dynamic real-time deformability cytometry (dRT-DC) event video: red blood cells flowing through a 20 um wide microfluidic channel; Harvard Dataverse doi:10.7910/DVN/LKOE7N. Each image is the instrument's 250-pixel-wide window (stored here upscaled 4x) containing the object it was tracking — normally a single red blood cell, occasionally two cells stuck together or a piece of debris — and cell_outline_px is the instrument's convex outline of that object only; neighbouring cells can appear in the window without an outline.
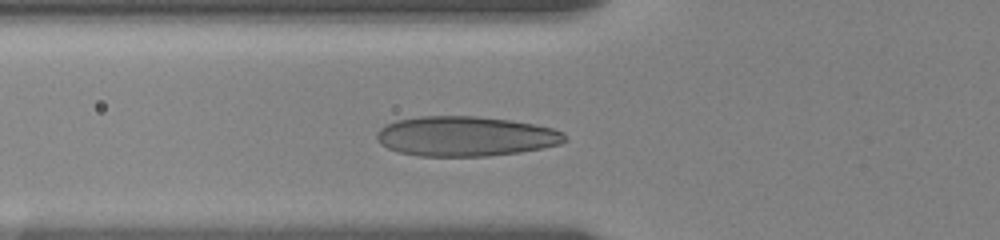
{"species": "human", "species_latin": "Homo sapiens", "temperature_condition": "room temperature", "stored_images_in_passage": 44, "camera_frame_rate_fps": 3000, "um_per_image_px": 0.085, "donor": {"sex": "female"}, "frame": {"image": 1, "passage_image": 13, "time_ms": 4.333, "image_size_px": [1000, 240], "cell_outline_px": [[568, 140], [560, 144], [520, 152], [488, 156], [416, 156], [396, 152], [380, 144], [376, 140], [376, 132], [384, 124], [396, 120], [420, 116], [476, 116], [508, 120], [536, 124], [552, 128], [564, 132]], "centroid_in_image_um": [39.53, 11.58], "position_along_channel_um": 86.3, "area_um2": 44.1}}
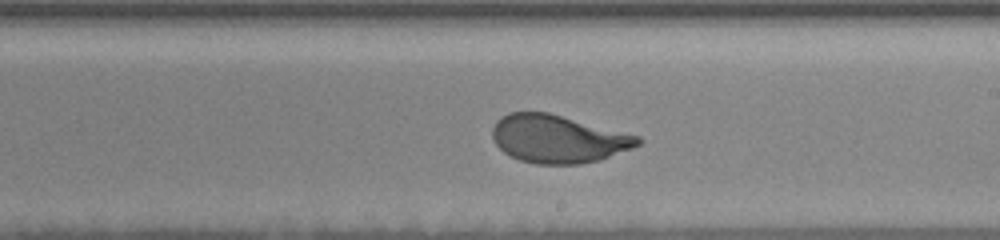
{"frame": {"image": 2, "passage_image": 26, "time_ms": 8.667, "image_size_px": [1000, 240], "cell_outline_px": [[644, 140], [640, 144], [632, 148], [600, 160], [580, 164], [536, 164], [520, 160], [504, 152], [492, 140], [492, 128], [496, 120], [500, 116], [508, 112], [548, 112], [640, 136]], "centroid_in_image_um": [47.42, 11.8], "position_along_channel_um": 241.6, "area_um2": 40.75}}
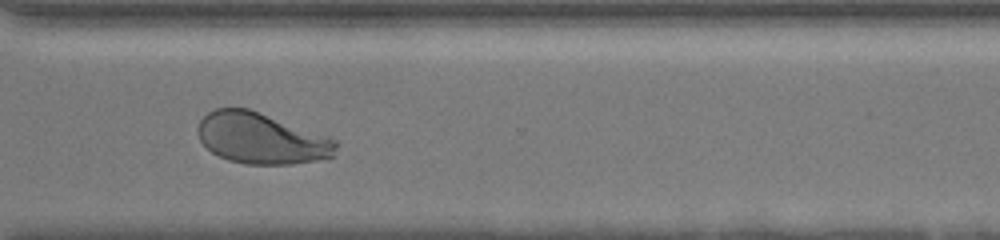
{"frame": {"image": 3, "passage_image": 35, "time_ms": 11.667, "image_size_px": [1000, 240], "cell_outline_px": [[336, 148], [332, 156], [328, 160], [292, 164], [244, 164], [228, 160], [212, 152], [200, 140], [196, 128], [200, 120], [208, 112], [216, 108], [248, 108], [332, 136], [336, 140]], "centroid_in_image_um": [22.26, 11.76], "position_along_channel_um": 348.3, "area_um2": 41.62}, "authors_computed_cell_mechanics": {"area_um2": 41.038, "velocity_mm_per_s": 3.566, "shape_relaxation_time_tau1_ms": 2.8121, "shape_relaxation_time_tau2_ms": null, "deformation_change_tau1": 0.1533, "deformation_change_tau2": null}}